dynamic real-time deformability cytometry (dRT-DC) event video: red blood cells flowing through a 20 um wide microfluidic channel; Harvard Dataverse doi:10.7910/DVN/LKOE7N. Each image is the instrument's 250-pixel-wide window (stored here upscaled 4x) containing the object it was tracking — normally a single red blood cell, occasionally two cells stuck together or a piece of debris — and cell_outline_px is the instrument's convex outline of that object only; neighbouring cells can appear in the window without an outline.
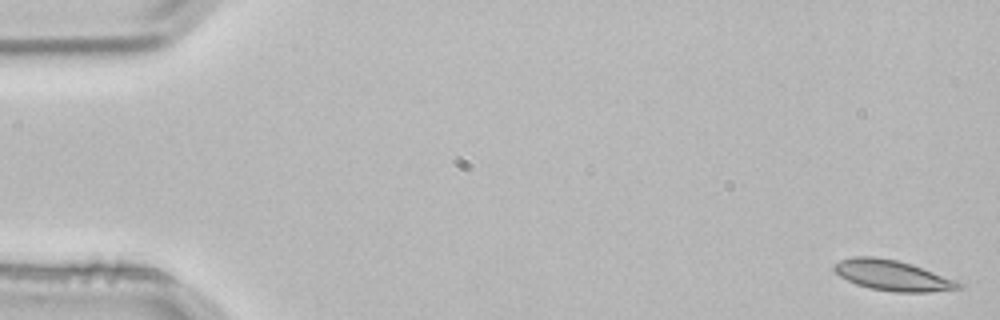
{"species": "common noctule bat (a hibernating species)", "species_latin": "Nyctalus noctula", "temperature_condition": "room temperature", "stored_images_in_passage": 3, "camera_frame_rate_fps": 3000, "um_per_image_px": 0.085, "animal": {"sex": "male", "body_mass_g": 21.5, "forearm_length_mm": 52.0}, "frame": {"image": 1, "passage_image": 1, "time_ms": 0.0, "image_size_px": [1000, 320], "cell_outline_px": [[964, 288], [928, 292], [896, 292], [872, 288], [856, 284], [840, 276], [832, 268], [840, 260], [852, 256], [876, 256], [896, 260], [912, 264], [964, 284]], "centroid_in_image_um": [75.86, 23.4], "position_along_channel_um": 9.1, "area_um2": 21.85}}
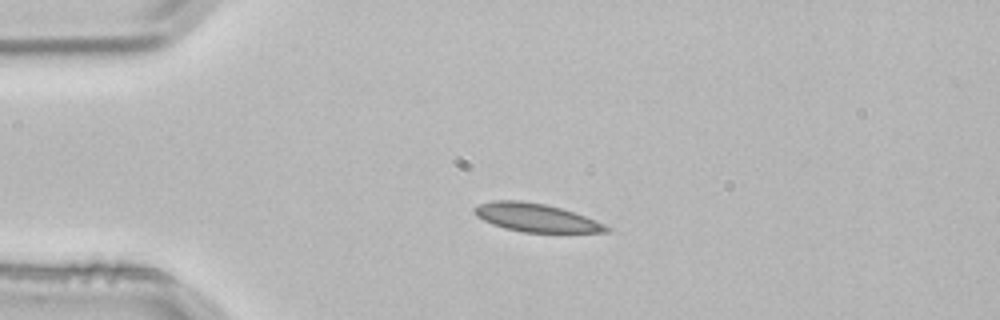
{"frame": {"image": 2, "passage_image": 3, "time_ms": 0.667, "image_size_px": [1000, 320], "cell_outline_px": [[612, 228], [608, 232], [524, 232], [504, 228], [492, 224], [476, 216], [472, 212], [472, 208], [476, 204], [492, 200], [520, 200], [544, 204], [560, 208], [584, 216], [604, 224]], "centroid_in_image_um": [45.48, 18.49], "position_along_channel_um": 39.5, "area_um2": 21.68}}